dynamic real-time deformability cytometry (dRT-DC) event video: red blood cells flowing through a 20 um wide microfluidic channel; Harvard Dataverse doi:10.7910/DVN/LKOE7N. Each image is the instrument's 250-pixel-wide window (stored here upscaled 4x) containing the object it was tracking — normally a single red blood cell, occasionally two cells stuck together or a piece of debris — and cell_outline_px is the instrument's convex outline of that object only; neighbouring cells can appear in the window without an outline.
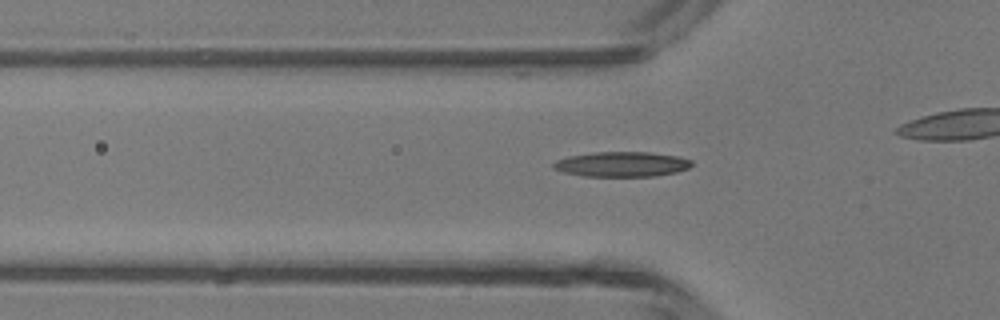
{"species": "common noctule bat (a hibernating species)", "species_latin": "Nyctalus noctula", "temperature_condition": "room temperature", "stored_images_in_passage": 38, "camera_frame_rate_fps": 3000, "um_per_image_px": 0.085, "animal": {"sex": "male", "body_mass_g": 13.3}, "frame": {"image": 1, "passage_image": 16, "time_ms": 5.0, "image_size_px": [1000, 320], "cell_outline_px": [[692, 164], [688, 168], [676, 172], [656, 176], [584, 176], [564, 172], [552, 168], [552, 164], [556, 160], [568, 156], [592, 152], [652, 152], [680, 156], [692, 160]], "centroid_in_image_um": [52.86, 13.95], "position_along_channel_um": 72.9, "area_um2": 20.29}}
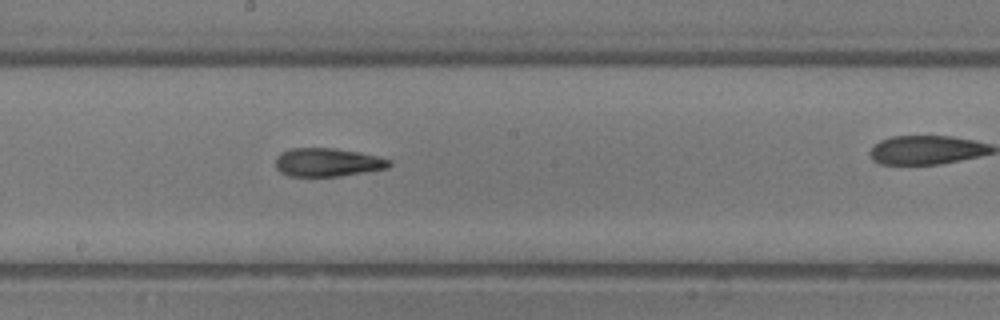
{"frame": {"image": 2, "passage_image": 26, "time_ms": 8.333, "image_size_px": [1000, 320], "cell_outline_px": [[392, 164], [388, 168], [340, 176], [288, 176], [280, 172], [276, 168], [276, 156], [280, 152], [292, 148], [336, 148], [360, 152], [392, 160]], "centroid_in_image_um": [27.84, 13.79], "position_along_channel_um": 220.4, "area_um2": 18.96}}
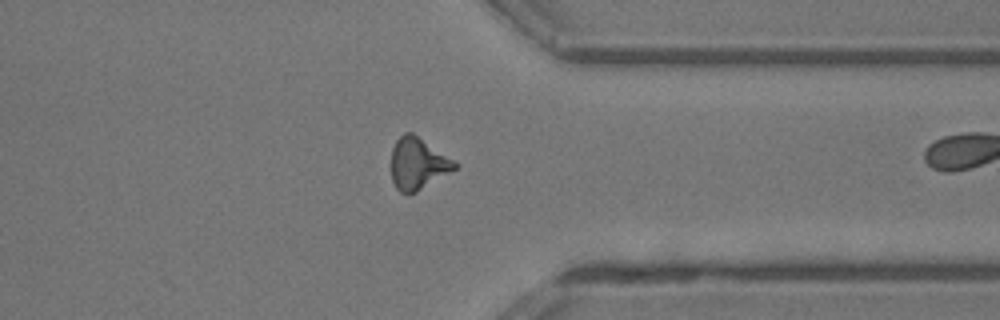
{"frame": {"image": 3, "passage_image": 37, "time_ms": 12.0, "image_size_px": [1000, 320], "cell_outline_px": [[460, 164], [456, 168], [416, 192], [408, 196], [400, 192], [396, 188], [392, 180], [392, 148], [396, 140], [404, 132], [412, 132]], "centroid_in_image_um": [35.5, 13.91], "position_along_channel_um": 375.9, "area_um2": 19.07}}